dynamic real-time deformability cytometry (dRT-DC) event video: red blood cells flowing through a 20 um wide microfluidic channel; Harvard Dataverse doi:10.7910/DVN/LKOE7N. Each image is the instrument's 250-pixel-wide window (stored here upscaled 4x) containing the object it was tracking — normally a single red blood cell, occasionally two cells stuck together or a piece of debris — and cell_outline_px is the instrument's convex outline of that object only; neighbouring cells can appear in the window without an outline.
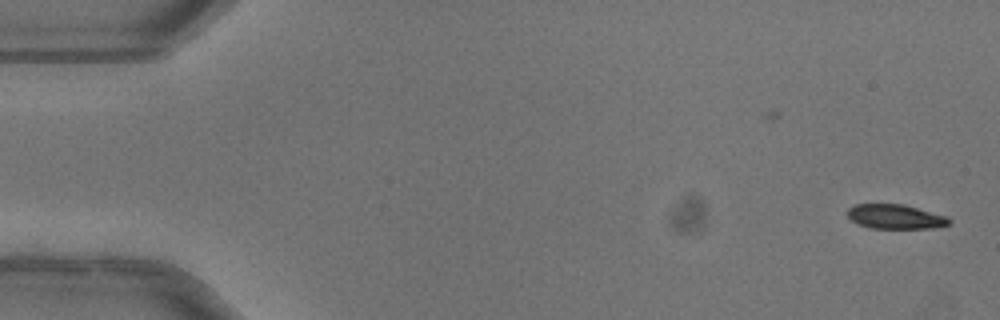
{"species": "common noctule bat (a hibernating species)", "species_latin": "Nyctalus noctula", "temperature_condition": "warm", "stored_images_in_passage": 51, "camera_frame_rate_fps": 3000, "um_per_image_px": 0.085, "animal": {"sex": "female"}, "frame": {"image": 1, "passage_image": 1, "time_ms": 0.0, "image_size_px": [1000, 320], "cell_outline_px": [[952, 220], [948, 224], [932, 228], [872, 228], [860, 224], [852, 220], [848, 216], [848, 208], [856, 204], [904, 204], [948, 216]], "centroid_in_image_um": [76.14, 18.4], "position_along_channel_um": 8.9, "area_um2": 14.39}}
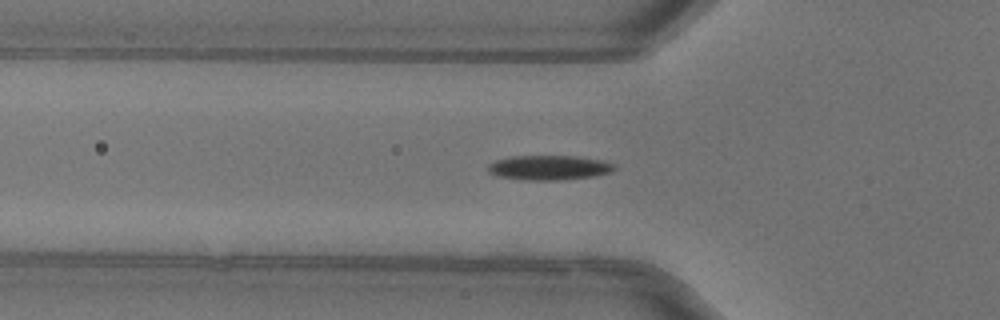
{"frame": {"image": 2, "passage_image": 17, "time_ms": 5.333, "image_size_px": [1000, 320], "cell_outline_px": [[616, 168], [612, 172], [596, 176], [552, 180], [528, 180], [500, 176], [488, 172], [488, 164], [496, 160], [512, 156], [580, 156], [604, 160], [616, 164]], "centroid_in_image_um": [46.74, 14.23], "position_along_channel_um": 79.1, "area_um2": 18.21}}
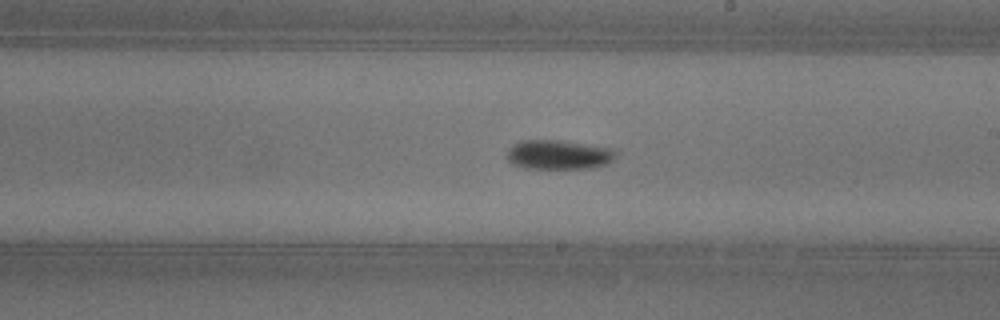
{"frame": {"image": 3, "passage_image": 29, "time_ms": 9.333, "image_size_px": [1000, 320], "cell_outline_px": [[616, 156], [608, 164], [596, 168], [524, 168], [512, 164], [508, 160], [508, 148], [524, 140], [560, 140], [612, 148], [616, 152]], "centroid_in_image_um": [47.52, 13.15], "position_along_channel_um": 241.5, "area_um2": 18.61}, "authors_computed_cell_mechanics": {"area_um2": 16.8198, "velocity_mm_per_s": 4.0366, "shape_relaxation_time_tau1_ms": 2.6024, "shape_relaxation_time_tau2_ms": null, "deformation_change_tau1": 0.1208, "deformation_change_tau2": null}}